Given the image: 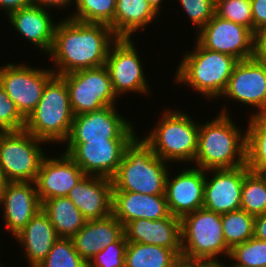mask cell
<instances>
[{
    "label": "cell",
    "instance_id": "cell-1",
    "mask_svg": "<svg viewBox=\"0 0 266 267\" xmlns=\"http://www.w3.org/2000/svg\"><path fill=\"white\" fill-rule=\"evenodd\" d=\"M117 39L106 24L80 22L68 17L57 22L48 53L56 65L53 72L61 76L105 65L110 47Z\"/></svg>",
    "mask_w": 266,
    "mask_h": 267
},
{
    "label": "cell",
    "instance_id": "cell-2",
    "mask_svg": "<svg viewBox=\"0 0 266 267\" xmlns=\"http://www.w3.org/2000/svg\"><path fill=\"white\" fill-rule=\"evenodd\" d=\"M216 118L199 125L194 163L203 170L246 165V133L236 127L226 107ZM243 135V136H242Z\"/></svg>",
    "mask_w": 266,
    "mask_h": 267
},
{
    "label": "cell",
    "instance_id": "cell-3",
    "mask_svg": "<svg viewBox=\"0 0 266 267\" xmlns=\"http://www.w3.org/2000/svg\"><path fill=\"white\" fill-rule=\"evenodd\" d=\"M168 164L155 155L141 137L135 136L126 146L118 170L111 178L112 188L125 192L164 195Z\"/></svg>",
    "mask_w": 266,
    "mask_h": 267
},
{
    "label": "cell",
    "instance_id": "cell-4",
    "mask_svg": "<svg viewBox=\"0 0 266 267\" xmlns=\"http://www.w3.org/2000/svg\"><path fill=\"white\" fill-rule=\"evenodd\" d=\"M195 45L194 51H187L182 57L175 81L191 86L208 99L221 98L238 60L231 55L205 49L197 41Z\"/></svg>",
    "mask_w": 266,
    "mask_h": 267
},
{
    "label": "cell",
    "instance_id": "cell-5",
    "mask_svg": "<svg viewBox=\"0 0 266 267\" xmlns=\"http://www.w3.org/2000/svg\"><path fill=\"white\" fill-rule=\"evenodd\" d=\"M73 119L66 82L55 75L46 84L36 109L26 118L25 130L46 143L64 144Z\"/></svg>",
    "mask_w": 266,
    "mask_h": 267
},
{
    "label": "cell",
    "instance_id": "cell-6",
    "mask_svg": "<svg viewBox=\"0 0 266 267\" xmlns=\"http://www.w3.org/2000/svg\"><path fill=\"white\" fill-rule=\"evenodd\" d=\"M143 140L165 162H194L197 152L199 123L187 113L167 109Z\"/></svg>",
    "mask_w": 266,
    "mask_h": 267
},
{
    "label": "cell",
    "instance_id": "cell-7",
    "mask_svg": "<svg viewBox=\"0 0 266 267\" xmlns=\"http://www.w3.org/2000/svg\"><path fill=\"white\" fill-rule=\"evenodd\" d=\"M181 258L185 260L228 258L221 214L202 207L181 219Z\"/></svg>",
    "mask_w": 266,
    "mask_h": 267
},
{
    "label": "cell",
    "instance_id": "cell-8",
    "mask_svg": "<svg viewBox=\"0 0 266 267\" xmlns=\"http://www.w3.org/2000/svg\"><path fill=\"white\" fill-rule=\"evenodd\" d=\"M46 143L25 129L0 132V170L8 182H35Z\"/></svg>",
    "mask_w": 266,
    "mask_h": 267
},
{
    "label": "cell",
    "instance_id": "cell-9",
    "mask_svg": "<svg viewBox=\"0 0 266 267\" xmlns=\"http://www.w3.org/2000/svg\"><path fill=\"white\" fill-rule=\"evenodd\" d=\"M60 77L66 82L74 116L116 105L117 96L105 65Z\"/></svg>",
    "mask_w": 266,
    "mask_h": 267
},
{
    "label": "cell",
    "instance_id": "cell-10",
    "mask_svg": "<svg viewBox=\"0 0 266 267\" xmlns=\"http://www.w3.org/2000/svg\"><path fill=\"white\" fill-rule=\"evenodd\" d=\"M116 106L86 112L74 116L69 136L65 143H88L89 141H132L134 133L131 122Z\"/></svg>",
    "mask_w": 266,
    "mask_h": 267
},
{
    "label": "cell",
    "instance_id": "cell-11",
    "mask_svg": "<svg viewBox=\"0 0 266 267\" xmlns=\"http://www.w3.org/2000/svg\"><path fill=\"white\" fill-rule=\"evenodd\" d=\"M45 69L14 63L0 68V84L25 119L36 109L46 84L55 76L52 68Z\"/></svg>",
    "mask_w": 266,
    "mask_h": 267
},
{
    "label": "cell",
    "instance_id": "cell-12",
    "mask_svg": "<svg viewBox=\"0 0 266 267\" xmlns=\"http://www.w3.org/2000/svg\"><path fill=\"white\" fill-rule=\"evenodd\" d=\"M134 44L131 38H118L110 47L105 62L117 97L128 92L137 94L150 92L143 64Z\"/></svg>",
    "mask_w": 266,
    "mask_h": 267
},
{
    "label": "cell",
    "instance_id": "cell-13",
    "mask_svg": "<svg viewBox=\"0 0 266 267\" xmlns=\"http://www.w3.org/2000/svg\"><path fill=\"white\" fill-rule=\"evenodd\" d=\"M196 35L197 42L238 61L254 58V33L247 27L214 15Z\"/></svg>",
    "mask_w": 266,
    "mask_h": 267
},
{
    "label": "cell",
    "instance_id": "cell-14",
    "mask_svg": "<svg viewBox=\"0 0 266 267\" xmlns=\"http://www.w3.org/2000/svg\"><path fill=\"white\" fill-rule=\"evenodd\" d=\"M223 96L257 107L251 115L266 114V62L256 58L238 61Z\"/></svg>",
    "mask_w": 266,
    "mask_h": 267
},
{
    "label": "cell",
    "instance_id": "cell-15",
    "mask_svg": "<svg viewBox=\"0 0 266 267\" xmlns=\"http://www.w3.org/2000/svg\"><path fill=\"white\" fill-rule=\"evenodd\" d=\"M131 141H89L66 143L65 152L86 175L112 178Z\"/></svg>",
    "mask_w": 266,
    "mask_h": 267
},
{
    "label": "cell",
    "instance_id": "cell-16",
    "mask_svg": "<svg viewBox=\"0 0 266 267\" xmlns=\"http://www.w3.org/2000/svg\"><path fill=\"white\" fill-rule=\"evenodd\" d=\"M178 172L180 173L174 178H171L168 172L165 198L170 214L181 219L203 207L207 172L195 166Z\"/></svg>",
    "mask_w": 266,
    "mask_h": 267
},
{
    "label": "cell",
    "instance_id": "cell-17",
    "mask_svg": "<svg viewBox=\"0 0 266 267\" xmlns=\"http://www.w3.org/2000/svg\"><path fill=\"white\" fill-rule=\"evenodd\" d=\"M248 171L246 165L206 170L213 174L211 178L205 175L203 207L218 214L239 210L244 176Z\"/></svg>",
    "mask_w": 266,
    "mask_h": 267
},
{
    "label": "cell",
    "instance_id": "cell-18",
    "mask_svg": "<svg viewBox=\"0 0 266 267\" xmlns=\"http://www.w3.org/2000/svg\"><path fill=\"white\" fill-rule=\"evenodd\" d=\"M49 157L46 155L42 160L35 180L41 204L48 199L67 197L86 175L66 153L58 154L57 158Z\"/></svg>",
    "mask_w": 266,
    "mask_h": 267
},
{
    "label": "cell",
    "instance_id": "cell-19",
    "mask_svg": "<svg viewBox=\"0 0 266 267\" xmlns=\"http://www.w3.org/2000/svg\"><path fill=\"white\" fill-rule=\"evenodd\" d=\"M0 205L6 229L13 237L42 209L35 182H8Z\"/></svg>",
    "mask_w": 266,
    "mask_h": 267
},
{
    "label": "cell",
    "instance_id": "cell-20",
    "mask_svg": "<svg viewBox=\"0 0 266 267\" xmlns=\"http://www.w3.org/2000/svg\"><path fill=\"white\" fill-rule=\"evenodd\" d=\"M67 197L87 220L101 219L112 214L111 178L85 175Z\"/></svg>",
    "mask_w": 266,
    "mask_h": 267
},
{
    "label": "cell",
    "instance_id": "cell-21",
    "mask_svg": "<svg viewBox=\"0 0 266 267\" xmlns=\"http://www.w3.org/2000/svg\"><path fill=\"white\" fill-rule=\"evenodd\" d=\"M112 214L124 226L137 219L160 220L170 211L164 195L113 190Z\"/></svg>",
    "mask_w": 266,
    "mask_h": 267
},
{
    "label": "cell",
    "instance_id": "cell-22",
    "mask_svg": "<svg viewBox=\"0 0 266 267\" xmlns=\"http://www.w3.org/2000/svg\"><path fill=\"white\" fill-rule=\"evenodd\" d=\"M7 17L23 38L46 55L50 52L57 23L53 22L48 9L33 4L13 11Z\"/></svg>",
    "mask_w": 266,
    "mask_h": 267
},
{
    "label": "cell",
    "instance_id": "cell-23",
    "mask_svg": "<svg viewBox=\"0 0 266 267\" xmlns=\"http://www.w3.org/2000/svg\"><path fill=\"white\" fill-rule=\"evenodd\" d=\"M126 241L181 249V221L170 215L160 220L137 219L124 226Z\"/></svg>",
    "mask_w": 266,
    "mask_h": 267
},
{
    "label": "cell",
    "instance_id": "cell-24",
    "mask_svg": "<svg viewBox=\"0 0 266 267\" xmlns=\"http://www.w3.org/2000/svg\"><path fill=\"white\" fill-rule=\"evenodd\" d=\"M124 234V225L113 214L101 219L87 220L72 237L75 250L88 263L92 257Z\"/></svg>",
    "mask_w": 266,
    "mask_h": 267
},
{
    "label": "cell",
    "instance_id": "cell-25",
    "mask_svg": "<svg viewBox=\"0 0 266 267\" xmlns=\"http://www.w3.org/2000/svg\"><path fill=\"white\" fill-rule=\"evenodd\" d=\"M14 238L25 251L29 267H37L49 254L59 236L42 209Z\"/></svg>",
    "mask_w": 266,
    "mask_h": 267
},
{
    "label": "cell",
    "instance_id": "cell-26",
    "mask_svg": "<svg viewBox=\"0 0 266 267\" xmlns=\"http://www.w3.org/2000/svg\"><path fill=\"white\" fill-rule=\"evenodd\" d=\"M157 17L147 0H116L114 34L118 38L133 39L134 32L146 29Z\"/></svg>",
    "mask_w": 266,
    "mask_h": 267
},
{
    "label": "cell",
    "instance_id": "cell-27",
    "mask_svg": "<svg viewBox=\"0 0 266 267\" xmlns=\"http://www.w3.org/2000/svg\"><path fill=\"white\" fill-rule=\"evenodd\" d=\"M42 211L48 216L60 238H72L87 221L68 197L45 200Z\"/></svg>",
    "mask_w": 266,
    "mask_h": 267
},
{
    "label": "cell",
    "instance_id": "cell-28",
    "mask_svg": "<svg viewBox=\"0 0 266 267\" xmlns=\"http://www.w3.org/2000/svg\"><path fill=\"white\" fill-rule=\"evenodd\" d=\"M180 258L181 249L128 242L125 250V267H173Z\"/></svg>",
    "mask_w": 266,
    "mask_h": 267
},
{
    "label": "cell",
    "instance_id": "cell-29",
    "mask_svg": "<svg viewBox=\"0 0 266 267\" xmlns=\"http://www.w3.org/2000/svg\"><path fill=\"white\" fill-rule=\"evenodd\" d=\"M246 133V166L266 174V114L251 115Z\"/></svg>",
    "mask_w": 266,
    "mask_h": 267
},
{
    "label": "cell",
    "instance_id": "cell-30",
    "mask_svg": "<svg viewBox=\"0 0 266 267\" xmlns=\"http://www.w3.org/2000/svg\"><path fill=\"white\" fill-rule=\"evenodd\" d=\"M254 220L255 216L242 209L221 214L223 236L230 250L253 238Z\"/></svg>",
    "mask_w": 266,
    "mask_h": 267
},
{
    "label": "cell",
    "instance_id": "cell-31",
    "mask_svg": "<svg viewBox=\"0 0 266 267\" xmlns=\"http://www.w3.org/2000/svg\"><path fill=\"white\" fill-rule=\"evenodd\" d=\"M257 216L266 212V175L248 171L244 176L241 208Z\"/></svg>",
    "mask_w": 266,
    "mask_h": 267
},
{
    "label": "cell",
    "instance_id": "cell-32",
    "mask_svg": "<svg viewBox=\"0 0 266 267\" xmlns=\"http://www.w3.org/2000/svg\"><path fill=\"white\" fill-rule=\"evenodd\" d=\"M76 10L68 18L86 22L100 23L111 27L114 32V13L116 0H75Z\"/></svg>",
    "mask_w": 266,
    "mask_h": 267
},
{
    "label": "cell",
    "instance_id": "cell-33",
    "mask_svg": "<svg viewBox=\"0 0 266 267\" xmlns=\"http://www.w3.org/2000/svg\"><path fill=\"white\" fill-rule=\"evenodd\" d=\"M37 267H87V263L75 250L72 238L59 237Z\"/></svg>",
    "mask_w": 266,
    "mask_h": 267
},
{
    "label": "cell",
    "instance_id": "cell-34",
    "mask_svg": "<svg viewBox=\"0 0 266 267\" xmlns=\"http://www.w3.org/2000/svg\"><path fill=\"white\" fill-rule=\"evenodd\" d=\"M228 258L245 267H266V241L253 237L234 246Z\"/></svg>",
    "mask_w": 266,
    "mask_h": 267
},
{
    "label": "cell",
    "instance_id": "cell-35",
    "mask_svg": "<svg viewBox=\"0 0 266 267\" xmlns=\"http://www.w3.org/2000/svg\"><path fill=\"white\" fill-rule=\"evenodd\" d=\"M215 15L243 25L253 32L251 0H215Z\"/></svg>",
    "mask_w": 266,
    "mask_h": 267
},
{
    "label": "cell",
    "instance_id": "cell-36",
    "mask_svg": "<svg viewBox=\"0 0 266 267\" xmlns=\"http://www.w3.org/2000/svg\"><path fill=\"white\" fill-rule=\"evenodd\" d=\"M126 237L123 234L116 242L103 248L87 263V267H125Z\"/></svg>",
    "mask_w": 266,
    "mask_h": 267
},
{
    "label": "cell",
    "instance_id": "cell-37",
    "mask_svg": "<svg viewBox=\"0 0 266 267\" xmlns=\"http://www.w3.org/2000/svg\"><path fill=\"white\" fill-rule=\"evenodd\" d=\"M26 119L0 84V132L24 130Z\"/></svg>",
    "mask_w": 266,
    "mask_h": 267
},
{
    "label": "cell",
    "instance_id": "cell-38",
    "mask_svg": "<svg viewBox=\"0 0 266 267\" xmlns=\"http://www.w3.org/2000/svg\"><path fill=\"white\" fill-rule=\"evenodd\" d=\"M198 32L215 15V0H179Z\"/></svg>",
    "mask_w": 266,
    "mask_h": 267
},
{
    "label": "cell",
    "instance_id": "cell-39",
    "mask_svg": "<svg viewBox=\"0 0 266 267\" xmlns=\"http://www.w3.org/2000/svg\"><path fill=\"white\" fill-rule=\"evenodd\" d=\"M253 33L266 24V0H251Z\"/></svg>",
    "mask_w": 266,
    "mask_h": 267
},
{
    "label": "cell",
    "instance_id": "cell-40",
    "mask_svg": "<svg viewBox=\"0 0 266 267\" xmlns=\"http://www.w3.org/2000/svg\"><path fill=\"white\" fill-rule=\"evenodd\" d=\"M254 58L266 62V24L254 33Z\"/></svg>",
    "mask_w": 266,
    "mask_h": 267
},
{
    "label": "cell",
    "instance_id": "cell-41",
    "mask_svg": "<svg viewBox=\"0 0 266 267\" xmlns=\"http://www.w3.org/2000/svg\"><path fill=\"white\" fill-rule=\"evenodd\" d=\"M33 5V0H0V8L5 14Z\"/></svg>",
    "mask_w": 266,
    "mask_h": 267
},
{
    "label": "cell",
    "instance_id": "cell-42",
    "mask_svg": "<svg viewBox=\"0 0 266 267\" xmlns=\"http://www.w3.org/2000/svg\"><path fill=\"white\" fill-rule=\"evenodd\" d=\"M253 237L266 241V212L255 216Z\"/></svg>",
    "mask_w": 266,
    "mask_h": 267
},
{
    "label": "cell",
    "instance_id": "cell-43",
    "mask_svg": "<svg viewBox=\"0 0 266 267\" xmlns=\"http://www.w3.org/2000/svg\"><path fill=\"white\" fill-rule=\"evenodd\" d=\"M73 0H33V4L49 9V8H65L67 6H70V3L73 4ZM75 1V0H74Z\"/></svg>",
    "mask_w": 266,
    "mask_h": 267
},
{
    "label": "cell",
    "instance_id": "cell-44",
    "mask_svg": "<svg viewBox=\"0 0 266 267\" xmlns=\"http://www.w3.org/2000/svg\"><path fill=\"white\" fill-rule=\"evenodd\" d=\"M194 267H227L219 258L195 259Z\"/></svg>",
    "mask_w": 266,
    "mask_h": 267
},
{
    "label": "cell",
    "instance_id": "cell-45",
    "mask_svg": "<svg viewBox=\"0 0 266 267\" xmlns=\"http://www.w3.org/2000/svg\"><path fill=\"white\" fill-rule=\"evenodd\" d=\"M149 6L153 9V11L159 15V13L161 12V2L162 0H147Z\"/></svg>",
    "mask_w": 266,
    "mask_h": 267
},
{
    "label": "cell",
    "instance_id": "cell-46",
    "mask_svg": "<svg viewBox=\"0 0 266 267\" xmlns=\"http://www.w3.org/2000/svg\"><path fill=\"white\" fill-rule=\"evenodd\" d=\"M173 267H194V260H185L180 258Z\"/></svg>",
    "mask_w": 266,
    "mask_h": 267
},
{
    "label": "cell",
    "instance_id": "cell-47",
    "mask_svg": "<svg viewBox=\"0 0 266 267\" xmlns=\"http://www.w3.org/2000/svg\"><path fill=\"white\" fill-rule=\"evenodd\" d=\"M7 183H8V181L6 180L4 173L0 170V199L4 193V190H5Z\"/></svg>",
    "mask_w": 266,
    "mask_h": 267
},
{
    "label": "cell",
    "instance_id": "cell-48",
    "mask_svg": "<svg viewBox=\"0 0 266 267\" xmlns=\"http://www.w3.org/2000/svg\"><path fill=\"white\" fill-rule=\"evenodd\" d=\"M228 267H245V266H241V265H237V264H231V265H229Z\"/></svg>",
    "mask_w": 266,
    "mask_h": 267
}]
</instances>
